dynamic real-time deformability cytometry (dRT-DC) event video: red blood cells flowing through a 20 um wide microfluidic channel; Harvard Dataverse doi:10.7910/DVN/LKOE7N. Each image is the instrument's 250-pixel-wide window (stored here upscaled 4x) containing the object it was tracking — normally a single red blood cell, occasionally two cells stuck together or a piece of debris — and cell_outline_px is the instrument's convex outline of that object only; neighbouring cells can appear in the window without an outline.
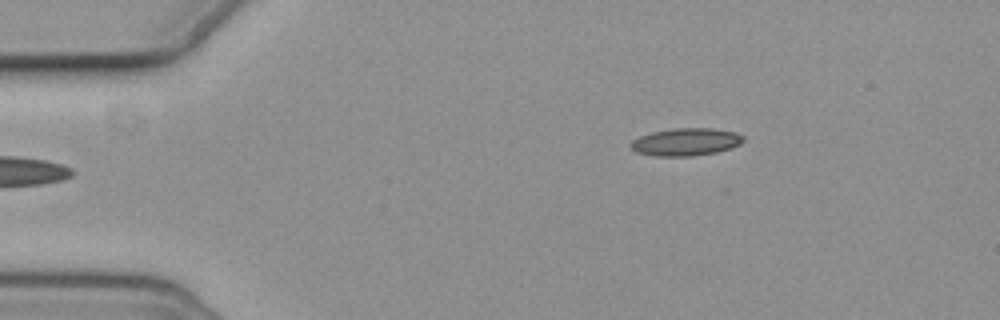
{"species": "common noctule bat (a hibernating species)", "species_latin": "Nyctalus noctula", "temperature_condition": "cold", "stored_images_in_passage": 3, "camera_frame_rate_fps": 3000, "um_per_image_px": 0.085, "animal": {"sex": "female", "body_mass_g": 19.3, "forearm_length_mm": 54.1}, "frame": {"image": 1, "passage_image": 3, "time_ms": 2.333, "image_size_px": [1000, 320], "cell_outline_px": [[744, 140], [740, 144], [732, 148], [716, 152], [692, 156], [652, 156], [636, 152], [628, 144], [632, 140], [640, 136], [652, 132], [676, 128], [712, 128], [736, 132], [744, 136]], "centroid_in_image_um": [58.3, 12.06], "position_along_channel_um": 26.7, "area_um2": 18.21}}